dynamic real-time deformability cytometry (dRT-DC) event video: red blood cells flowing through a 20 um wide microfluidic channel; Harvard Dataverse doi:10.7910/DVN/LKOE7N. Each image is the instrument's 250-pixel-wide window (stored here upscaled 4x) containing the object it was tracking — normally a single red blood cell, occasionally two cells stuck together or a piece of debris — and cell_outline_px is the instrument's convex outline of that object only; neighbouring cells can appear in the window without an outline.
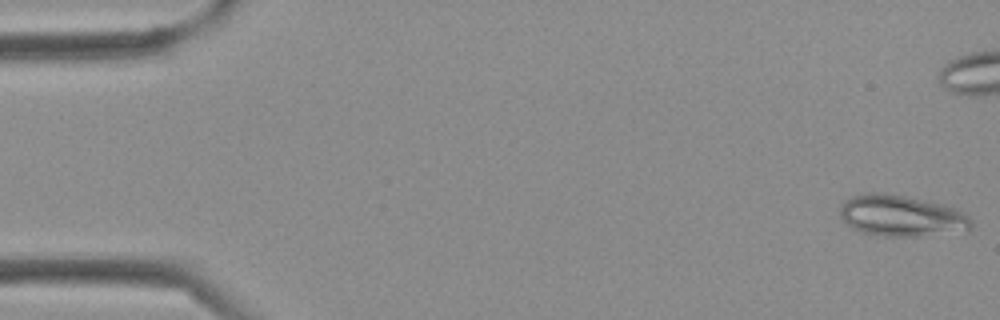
{"species": "Egyptian fruit bat (a non-hibernating species)", "species_latin": "Rousettus aegyptiacus", "temperature_condition": "cold", "stored_images_in_passage": 40, "camera_frame_rate_fps": 3000, "um_per_image_px": 0.085, "frame": {"image": 1, "passage_image": 1, "time_ms": 0.0, "image_size_px": [1000, 320], "cell_outline_px": [[972, 228], [968, 232], [920, 236], [884, 236], [860, 232], [852, 228], [840, 216], [840, 204], [844, 200], [852, 196], [868, 192], [876, 192], [904, 196], [944, 204], [956, 208], [964, 212], [972, 220]], "centroid_in_image_um": [76.67, 18.35], "position_along_channel_um": 8.3, "area_um2": 31.96}}
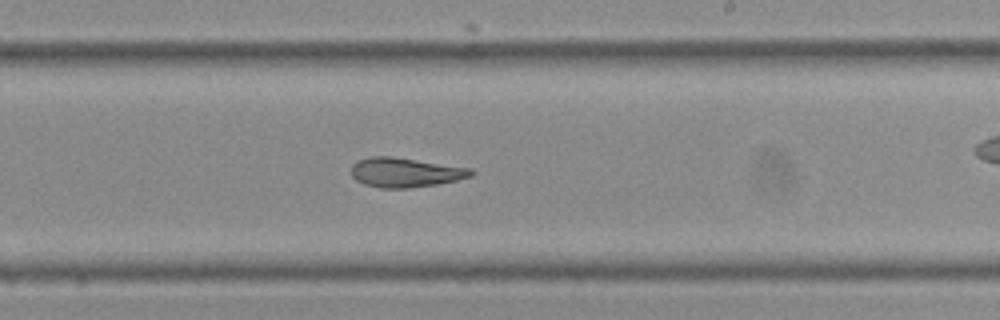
{"frame": {"image": 2, "passage_image": 23, "time_ms": 7.333, "image_size_px": [1000, 320], "cell_outline_px": [[476, 172], [472, 176], [456, 180], [436, 184], [408, 188], [380, 188], [364, 184], [356, 180], [352, 176], [352, 164], [356, 160], [372, 156], [392, 156], [472, 168]], "centroid_in_image_um": [34.45, 14.65], "position_along_channel_um": 254.6, "area_um2": 20.69}}
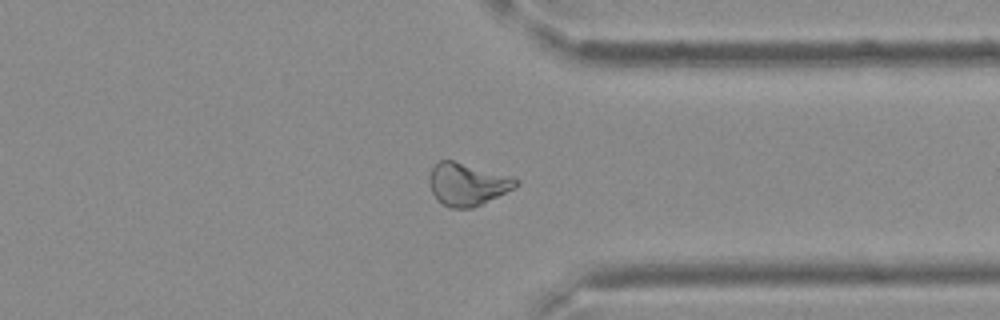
{"frame": {"image": 3, "passage_image": 30, "time_ms": 9.667, "image_size_px": [1000, 320], "cell_outline_px": [[520, 184], [472, 208], [448, 208], [436, 200], [432, 192], [428, 180], [428, 176], [432, 168], [440, 160], [452, 160], [512, 176], [520, 180]], "centroid_in_image_um": [39.68, 15.65], "position_along_channel_um": 371.7, "area_um2": 21.33}}